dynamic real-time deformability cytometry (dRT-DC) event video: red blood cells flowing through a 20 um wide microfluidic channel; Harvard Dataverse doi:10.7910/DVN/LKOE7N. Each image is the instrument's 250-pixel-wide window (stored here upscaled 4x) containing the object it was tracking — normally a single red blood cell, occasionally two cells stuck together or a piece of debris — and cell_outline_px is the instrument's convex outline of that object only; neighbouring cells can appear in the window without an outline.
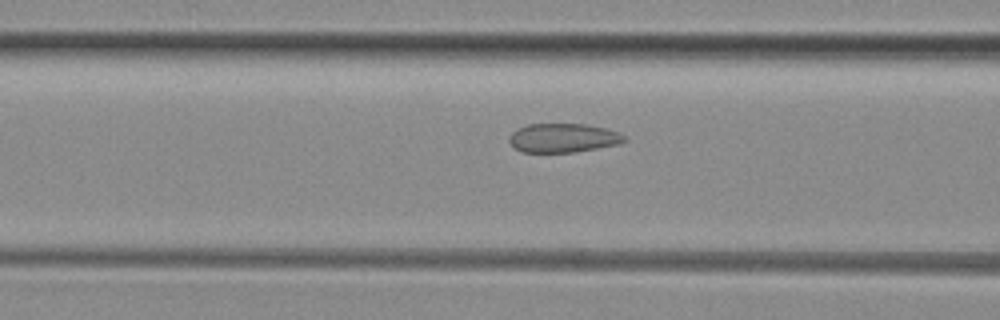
{"species": "common noctule bat (a hibernating species)", "species_latin": "Nyctalus noctula", "temperature_condition": "room temperature", "stored_images_in_passage": 16, "camera_frame_rate_fps": 3000, "um_per_image_px": 0.085, "animal": {"sex": "female", "body_mass_g": 29.2, "forearm_length_mm": 56.3}, "frame": {"image": 1, "passage_image": 11, "time_ms": 3.333, "image_size_px": [1000, 320], "cell_outline_px": [[628, 140], [620, 144], [572, 152], [524, 152], [516, 148], [508, 140], [508, 136], [516, 128], [528, 124], [588, 124], [608, 128], [620, 132]], "centroid_in_image_um": [47.89, 11.71], "position_along_channel_um": 118.7, "area_um2": 19.59}}